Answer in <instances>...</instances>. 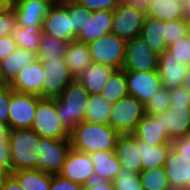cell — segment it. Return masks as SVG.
Instances as JSON below:
<instances>
[{"instance_id":"cell-3","label":"cell","mask_w":190,"mask_h":190,"mask_svg":"<svg viewBox=\"0 0 190 190\" xmlns=\"http://www.w3.org/2000/svg\"><path fill=\"white\" fill-rule=\"evenodd\" d=\"M90 94L84 86L74 79L58 97H55L57 116L70 132L84 121Z\"/></svg>"},{"instance_id":"cell-52","label":"cell","mask_w":190,"mask_h":190,"mask_svg":"<svg viewBox=\"0 0 190 190\" xmlns=\"http://www.w3.org/2000/svg\"><path fill=\"white\" fill-rule=\"evenodd\" d=\"M8 133L9 127L8 125L0 124V143H8Z\"/></svg>"},{"instance_id":"cell-30","label":"cell","mask_w":190,"mask_h":190,"mask_svg":"<svg viewBox=\"0 0 190 190\" xmlns=\"http://www.w3.org/2000/svg\"><path fill=\"white\" fill-rule=\"evenodd\" d=\"M23 190H49L51 174L34 170H18L10 173Z\"/></svg>"},{"instance_id":"cell-44","label":"cell","mask_w":190,"mask_h":190,"mask_svg":"<svg viewBox=\"0 0 190 190\" xmlns=\"http://www.w3.org/2000/svg\"><path fill=\"white\" fill-rule=\"evenodd\" d=\"M82 185L63 178L59 174H51V185L49 190H82Z\"/></svg>"},{"instance_id":"cell-58","label":"cell","mask_w":190,"mask_h":190,"mask_svg":"<svg viewBox=\"0 0 190 190\" xmlns=\"http://www.w3.org/2000/svg\"><path fill=\"white\" fill-rule=\"evenodd\" d=\"M3 85V77H2V74H1V70H0V86Z\"/></svg>"},{"instance_id":"cell-23","label":"cell","mask_w":190,"mask_h":190,"mask_svg":"<svg viewBox=\"0 0 190 190\" xmlns=\"http://www.w3.org/2000/svg\"><path fill=\"white\" fill-rule=\"evenodd\" d=\"M37 60L38 56L36 52L16 47L11 54L0 62L3 85H10L20 71Z\"/></svg>"},{"instance_id":"cell-32","label":"cell","mask_w":190,"mask_h":190,"mask_svg":"<svg viewBox=\"0 0 190 190\" xmlns=\"http://www.w3.org/2000/svg\"><path fill=\"white\" fill-rule=\"evenodd\" d=\"M68 42L58 39L42 32L41 43L37 52L38 60L64 58Z\"/></svg>"},{"instance_id":"cell-36","label":"cell","mask_w":190,"mask_h":190,"mask_svg":"<svg viewBox=\"0 0 190 190\" xmlns=\"http://www.w3.org/2000/svg\"><path fill=\"white\" fill-rule=\"evenodd\" d=\"M71 14L73 22V40H76L77 35L85 28L87 23V8L79 5L74 0L60 1Z\"/></svg>"},{"instance_id":"cell-28","label":"cell","mask_w":190,"mask_h":190,"mask_svg":"<svg viewBox=\"0 0 190 190\" xmlns=\"http://www.w3.org/2000/svg\"><path fill=\"white\" fill-rule=\"evenodd\" d=\"M140 37H142L150 49L157 54H162L167 50L165 42V22L162 20L147 16Z\"/></svg>"},{"instance_id":"cell-51","label":"cell","mask_w":190,"mask_h":190,"mask_svg":"<svg viewBox=\"0 0 190 190\" xmlns=\"http://www.w3.org/2000/svg\"><path fill=\"white\" fill-rule=\"evenodd\" d=\"M152 0H121V4L142 10H147Z\"/></svg>"},{"instance_id":"cell-35","label":"cell","mask_w":190,"mask_h":190,"mask_svg":"<svg viewBox=\"0 0 190 190\" xmlns=\"http://www.w3.org/2000/svg\"><path fill=\"white\" fill-rule=\"evenodd\" d=\"M139 177L143 190H171L164 167L141 171Z\"/></svg>"},{"instance_id":"cell-53","label":"cell","mask_w":190,"mask_h":190,"mask_svg":"<svg viewBox=\"0 0 190 190\" xmlns=\"http://www.w3.org/2000/svg\"><path fill=\"white\" fill-rule=\"evenodd\" d=\"M181 86L184 89H187L188 93L190 94V65H188L185 77L183 78Z\"/></svg>"},{"instance_id":"cell-1","label":"cell","mask_w":190,"mask_h":190,"mask_svg":"<svg viewBox=\"0 0 190 190\" xmlns=\"http://www.w3.org/2000/svg\"><path fill=\"white\" fill-rule=\"evenodd\" d=\"M119 133L108 124L80 122L70 131L71 147L77 151H114Z\"/></svg>"},{"instance_id":"cell-57","label":"cell","mask_w":190,"mask_h":190,"mask_svg":"<svg viewBox=\"0 0 190 190\" xmlns=\"http://www.w3.org/2000/svg\"><path fill=\"white\" fill-rule=\"evenodd\" d=\"M187 37L190 39V18L186 19Z\"/></svg>"},{"instance_id":"cell-27","label":"cell","mask_w":190,"mask_h":190,"mask_svg":"<svg viewBox=\"0 0 190 190\" xmlns=\"http://www.w3.org/2000/svg\"><path fill=\"white\" fill-rule=\"evenodd\" d=\"M146 14L164 22L185 19L184 0H152Z\"/></svg>"},{"instance_id":"cell-7","label":"cell","mask_w":190,"mask_h":190,"mask_svg":"<svg viewBox=\"0 0 190 190\" xmlns=\"http://www.w3.org/2000/svg\"><path fill=\"white\" fill-rule=\"evenodd\" d=\"M39 158L34 170L49 174H59L69 153L71 143L69 139L40 138Z\"/></svg>"},{"instance_id":"cell-31","label":"cell","mask_w":190,"mask_h":190,"mask_svg":"<svg viewBox=\"0 0 190 190\" xmlns=\"http://www.w3.org/2000/svg\"><path fill=\"white\" fill-rule=\"evenodd\" d=\"M112 103L101 94L90 95L87 102L84 121L96 124H108Z\"/></svg>"},{"instance_id":"cell-5","label":"cell","mask_w":190,"mask_h":190,"mask_svg":"<svg viewBox=\"0 0 190 190\" xmlns=\"http://www.w3.org/2000/svg\"><path fill=\"white\" fill-rule=\"evenodd\" d=\"M92 61L115 70L123 69L126 59V40L108 33L88 44Z\"/></svg>"},{"instance_id":"cell-15","label":"cell","mask_w":190,"mask_h":190,"mask_svg":"<svg viewBox=\"0 0 190 190\" xmlns=\"http://www.w3.org/2000/svg\"><path fill=\"white\" fill-rule=\"evenodd\" d=\"M114 10L91 11L87 9V23L77 35L76 40L89 44L96 39L111 33Z\"/></svg>"},{"instance_id":"cell-40","label":"cell","mask_w":190,"mask_h":190,"mask_svg":"<svg viewBox=\"0 0 190 190\" xmlns=\"http://www.w3.org/2000/svg\"><path fill=\"white\" fill-rule=\"evenodd\" d=\"M167 51L172 54L173 58L190 65V39L187 36L167 46Z\"/></svg>"},{"instance_id":"cell-2","label":"cell","mask_w":190,"mask_h":190,"mask_svg":"<svg viewBox=\"0 0 190 190\" xmlns=\"http://www.w3.org/2000/svg\"><path fill=\"white\" fill-rule=\"evenodd\" d=\"M40 135L32 128L9 129L10 173L35 169L39 158Z\"/></svg>"},{"instance_id":"cell-20","label":"cell","mask_w":190,"mask_h":190,"mask_svg":"<svg viewBox=\"0 0 190 190\" xmlns=\"http://www.w3.org/2000/svg\"><path fill=\"white\" fill-rule=\"evenodd\" d=\"M187 68V64L173 58L172 54L167 50L159 54L157 72L160 76L162 87L168 90L180 87Z\"/></svg>"},{"instance_id":"cell-43","label":"cell","mask_w":190,"mask_h":190,"mask_svg":"<svg viewBox=\"0 0 190 190\" xmlns=\"http://www.w3.org/2000/svg\"><path fill=\"white\" fill-rule=\"evenodd\" d=\"M13 89L9 85L0 86V124L8 125L10 94Z\"/></svg>"},{"instance_id":"cell-42","label":"cell","mask_w":190,"mask_h":190,"mask_svg":"<svg viewBox=\"0 0 190 190\" xmlns=\"http://www.w3.org/2000/svg\"><path fill=\"white\" fill-rule=\"evenodd\" d=\"M74 1L91 11L114 10L121 3V0H74Z\"/></svg>"},{"instance_id":"cell-6","label":"cell","mask_w":190,"mask_h":190,"mask_svg":"<svg viewBox=\"0 0 190 190\" xmlns=\"http://www.w3.org/2000/svg\"><path fill=\"white\" fill-rule=\"evenodd\" d=\"M32 129L42 138H70V132L57 116L55 98L41 97L38 100Z\"/></svg>"},{"instance_id":"cell-54","label":"cell","mask_w":190,"mask_h":190,"mask_svg":"<svg viewBox=\"0 0 190 190\" xmlns=\"http://www.w3.org/2000/svg\"><path fill=\"white\" fill-rule=\"evenodd\" d=\"M12 7L11 0H0V13L6 12Z\"/></svg>"},{"instance_id":"cell-39","label":"cell","mask_w":190,"mask_h":190,"mask_svg":"<svg viewBox=\"0 0 190 190\" xmlns=\"http://www.w3.org/2000/svg\"><path fill=\"white\" fill-rule=\"evenodd\" d=\"M186 19L165 22V42L169 46L187 36Z\"/></svg>"},{"instance_id":"cell-22","label":"cell","mask_w":190,"mask_h":190,"mask_svg":"<svg viewBox=\"0 0 190 190\" xmlns=\"http://www.w3.org/2000/svg\"><path fill=\"white\" fill-rule=\"evenodd\" d=\"M43 77L42 62L37 60L20 71L9 86L16 92L42 97Z\"/></svg>"},{"instance_id":"cell-19","label":"cell","mask_w":190,"mask_h":190,"mask_svg":"<svg viewBox=\"0 0 190 190\" xmlns=\"http://www.w3.org/2000/svg\"><path fill=\"white\" fill-rule=\"evenodd\" d=\"M114 151L121 167L138 174L142 171L141 140H137L133 134H120Z\"/></svg>"},{"instance_id":"cell-25","label":"cell","mask_w":190,"mask_h":190,"mask_svg":"<svg viewBox=\"0 0 190 190\" xmlns=\"http://www.w3.org/2000/svg\"><path fill=\"white\" fill-rule=\"evenodd\" d=\"M89 154L94 166L95 179L112 182L121 170V163L115 151L101 150Z\"/></svg>"},{"instance_id":"cell-48","label":"cell","mask_w":190,"mask_h":190,"mask_svg":"<svg viewBox=\"0 0 190 190\" xmlns=\"http://www.w3.org/2000/svg\"><path fill=\"white\" fill-rule=\"evenodd\" d=\"M0 172L3 175L10 174V153L8 143H0Z\"/></svg>"},{"instance_id":"cell-21","label":"cell","mask_w":190,"mask_h":190,"mask_svg":"<svg viewBox=\"0 0 190 190\" xmlns=\"http://www.w3.org/2000/svg\"><path fill=\"white\" fill-rule=\"evenodd\" d=\"M51 5L48 2L27 0L12 2V8L16 14L17 26L42 27L43 19Z\"/></svg>"},{"instance_id":"cell-37","label":"cell","mask_w":190,"mask_h":190,"mask_svg":"<svg viewBox=\"0 0 190 190\" xmlns=\"http://www.w3.org/2000/svg\"><path fill=\"white\" fill-rule=\"evenodd\" d=\"M112 183L115 190H143L139 174L124 167H121Z\"/></svg>"},{"instance_id":"cell-45","label":"cell","mask_w":190,"mask_h":190,"mask_svg":"<svg viewBox=\"0 0 190 190\" xmlns=\"http://www.w3.org/2000/svg\"><path fill=\"white\" fill-rule=\"evenodd\" d=\"M171 104H190V94L182 86L170 90Z\"/></svg>"},{"instance_id":"cell-24","label":"cell","mask_w":190,"mask_h":190,"mask_svg":"<svg viewBox=\"0 0 190 190\" xmlns=\"http://www.w3.org/2000/svg\"><path fill=\"white\" fill-rule=\"evenodd\" d=\"M114 71L115 69L111 66L92 62L75 79L84 86L90 95L101 94Z\"/></svg>"},{"instance_id":"cell-50","label":"cell","mask_w":190,"mask_h":190,"mask_svg":"<svg viewBox=\"0 0 190 190\" xmlns=\"http://www.w3.org/2000/svg\"><path fill=\"white\" fill-rule=\"evenodd\" d=\"M0 190H23V188L11 174H5L0 179Z\"/></svg>"},{"instance_id":"cell-16","label":"cell","mask_w":190,"mask_h":190,"mask_svg":"<svg viewBox=\"0 0 190 190\" xmlns=\"http://www.w3.org/2000/svg\"><path fill=\"white\" fill-rule=\"evenodd\" d=\"M163 124L171 142L188 136L190 131V104H171L163 112Z\"/></svg>"},{"instance_id":"cell-8","label":"cell","mask_w":190,"mask_h":190,"mask_svg":"<svg viewBox=\"0 0 190 190\" xmlns=\"http://www.w3.org/2000/svg\"><path fill=\"white\" fill-rule=\"evenodd\" d=\"M159 54L150 49L145 40L136 36L126 41L124 71L157 72Z\"/></svg>"},{"instance_id":"cell-14","label":"cell","mask_w":190,"mask_h":190,"mask_svg":"<svg viewBox=\"0 0 190 190\" xmlns=\"http://www.w3.org/2000/svg\"><path fill=\"white\" fill-rule=\"evenodd\" d=\"M125 77L128 94L144 104L162 87L158 72L125 71Z\"/></svg>"},{"instance_id":"cell-38","label":"cell","mask_w":190,"mask_h":190,"mask_svg":"<svg viewBox=\"0 0 190 190\" xmlns=\"http://www.w3.org/2000/svg\"><path fill=\"white\" fill-rule=\"evenodd\" d=\"M171 105L170 90L161 87L148 101L145 102V113L152 115L163 113Z\"/></svg>"},{"instance_id":"cell-47","label":"cell","mask_w":190,"mask_h":190,"mask_svg":"<svg viewBox=\"0 0 190 190\" xmlns=\"http://www.w3.org/2000/svg\"><path fill=\"white\" fill-rule=\"evenodd\" d=\"M172 148L181 156L190 160V137L185 136L171 142Z\"/></svg>"},{"instance_id":"cell-34","label":"cell","mask_w":190,"mask_h":190,"mask_svg":"<svg viewBox=\"0 0 190 190\" xmlns=\"http://www.w3.org/2000/svg\"><path fill=\"white\" fill-rule=\"evenodd\" d=\"M42 27H20L17 26L12 36L17 47L28 49L33 52H38L42 38Z\"/></svg>"},{"instance_id":"cell-26","label":"cell","mask_w":190,"mask_h":190,"mask_svg":"<svg viewBox=\"0 0 190 190\" xmlns=\"http://www.w3.org/2000/svg\"><path fill=\"white\" fill-rule=\"evenodd\" d=\"M66 65L71 74L76 78L87 66L92 63L88 44L77 40L70 41L64 55Z\"/></svg>"},{"instance_id":"cell-56","label":"cell","mask_w":190,"mask_h":190,"mask_svg":"<svg viewBox=\"0 0 190 190\" xmlns=\"http://www.w3.org/2000/svg\"><path fill=\"white\" fill-rule=\"evenodd\" d=\"M19 1H27V0H12L11 2H19ZM43 2H48L51 6L59 3V0H38Z\"/></svg>"},{"instance_id":"cell-12","label":"cell","mask_w":190,"mask_h":190,"mask_svg":"<svg viewBox=\"0 0 190 190\" xmlns=\"http://www.w3.org/2000/svg\"><path fill=\"white\" fill-rule=\"evenodd\" d=\"M59 175L82 186L90 183L95 179L94 166L90 154L71 148Z\"/></svg>"},{"instance_id":"cell-13","label":"cell","mask_w":190,"mask_h":190,"mask_svg":"<svg viewBox=\"0 0 190 190\" xmlns=\"http://www.w3.org/2000/svg\"><path fill=\"white\" fill-rule=\"evenodd\" d=\"M41 31L49 36L73 41V22L68 9L61 3L52 5L42 22Z\"/></svg>"},{"instance_id":"cell-4","label":"cell","mask_w":190,"mask_h":190,"mask_svg":"<svg viewBox=\"0 0 190 190\" xmlns=\"http://www.w3.org/2000/svg\"><path fill=\"white\" fill-rule=\"evenodd\" d=\"M145 115L144 103L128 94L112 103L108 125L119 134H132Z\"/></svg>"},{"instance_id":"cell-10","label":"cell","mask_w":190,"mask_h":190,"mask_svg":"<svg viewBox=\"0 0 190 190\" xmlns=\"http://www.w3.org/2000/svg\"><path fill=\"white\" fill-rule=\"evenodd\" d=\"M146 17L145 10L120 3L114 9L111 33L126 41L140 36Z\"/></svg>"},{"instance_id":"cell-41","label":"cell","mask_w":190,"mask_h":190,"mask_svg":"<svg viewBox=\"0 0 190 190\" xmlns=\"http://www.w3.org/2000/svg\"><path fill=\"white\" fill-rule=\"evenodd\" d=\"M16 27V14L12 7L6 12L0 13V37L12 35Z\"/></svg>"},{"instance_id":"cell-29","label":"cell","mask_w":190,"mask_h":190,"mask_svg":"<svg viewBox=\"0 0 190 190\" xmlns=\"http://www.w3.org/2000/svg\"><path fill=\"white\" fill-rule=\"evenodd\" d=\"M172 144H160L153 146L150 142L141 140L142 171L156 167H164Z\"/></svg>"},{"instance_id":"cell-49","label":"cell","mask_w":190,"mask_h":190,"mask_svg":"<svg viewBox=\"0 0 190 190\" xmlns=\"http://www.w3.org/2000/svg\"><path fill=\"white\" fill-rule=\"evenodd\" d=\"M82 190H115L112 182L93 179L90 183L83 185Z\"/></svg>"},{"instance_id":"cell-9","label":"cell","mask_w":190,"mask_h":190,"mask_svg":"<svg viewBox=\"0 0 190 190\" xmlns=\"http://www.w3.org/2000/svg\"><path fill=\"white\" fill-rule=\"evenodd\" d=\"M44 71L42 98H55L75 79L64 58L42 61Z\"/></svg>"},{"instance_id":"cell-18","label":"cell","mask_w":190,"mask_h":190,"mask_svg":"<svg viewBox=\"0 0 190 190\" xmlns=\"http://www.w3.org/2000/svg\"><path fill=\"white\" fill-rule=\"evenodd\" d=\"M164 170L171 190H190V160L171 148Z\"/></svg>"},{"instance_id":"cell-17","label":"cell","mask_w":190,"mask_h":190,"mask_svg":"<svg viewBox=\"0 0 190 190\" xmlns=\"http://www.w3.org/2000/svg\"><path fill=\"white\" fill-rule=\"evenodd\" d=\"M137 140L150 142L153 146L160 144H172L169 134L164 128L163 113L145 115L132 133Z\"/></svg>"},{"instance_id":"cell-55","label":"cell","mask_w":190,"mask_h":190,"mask_svg":"<svg viewBox=\"0 0 190 190\" xmlns=\"http://www.w3.org/2000/svg\"><path fill=\"white\" fill-rule=\"evenodd\" d=\"M185 19L190 18V0H184Z\"/></svg>"},{"instance_id":"cell-33","label":"cell","mask_w":190,"mask_h":190,"mask_svg":"<svg viewBox=\"0 0 190 190\" xmlns=\"http://www.w3.org/2000/svg\"><path fill=\"white\" fill-rule=\"evenodd\" d=\"M101 95L111 103H115L128 95L127 81L123 69L113 72L108 82L105 84Z\"/></svg>"},{"instance_id":"cell-46","label":"cell","mask_w":190,"mask_h":190,"mask_svg":"<svg viewBox=\"0 0 190 190\" xmlns=\"http://www.w3.org/2000/svg\"><path fill=\"white\" fill-rule=\"evenodd\" d=\"M16 47V42L12 35L0 37V62L11 54Z\"/></svg>"},{"instance_id":"cell-11","label":"cell","mask_w":190,"mask_h":190,"mask_svg":"<svg viewBox=\"0 0 190 190\" xmlns=\"http://www.w3.org/2000/svg\"><path fill=\"white\" fill-rule=\"evenodd\" d=\"M40 96L12 91L9 103V129L32 128Z\"/></svg>"}]
</instances>
